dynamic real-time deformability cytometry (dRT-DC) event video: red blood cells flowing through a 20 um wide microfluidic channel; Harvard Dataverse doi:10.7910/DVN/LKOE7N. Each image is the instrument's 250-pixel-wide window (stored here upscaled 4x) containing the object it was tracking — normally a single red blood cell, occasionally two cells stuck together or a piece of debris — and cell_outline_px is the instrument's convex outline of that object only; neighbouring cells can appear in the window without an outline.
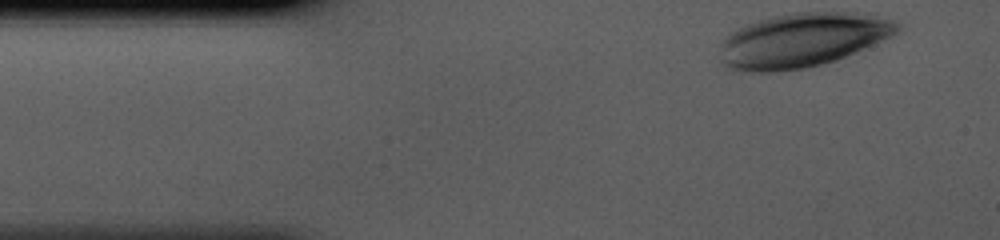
{"species": "human", "species_latin": "Homo sapiens", "temperature_condition": "cold", "stored_images_in_passage": 34, "camera_frame_rate_fps": 3000, "um_per_image_px": 0.085, "donor": {"sex": "male"}, "frame": {"image": 1, "passage_image": 1, "time_ms": 0.0, "image_size_px": [1000, 240], "cell_outline_px": [[900, 32], [892, 36], [836, 60], [804, 68], [772, 72], [732, 72], [724, 68], [720, 60], [720, 44], [736, 28], [760, 20], [792, 12], [868, 12], [892, 20], [900, 24]], "centroid_in_image_um": [68.18, 3.42], "position_along_channel_um": 16.8, "area_um2": 56.41}}
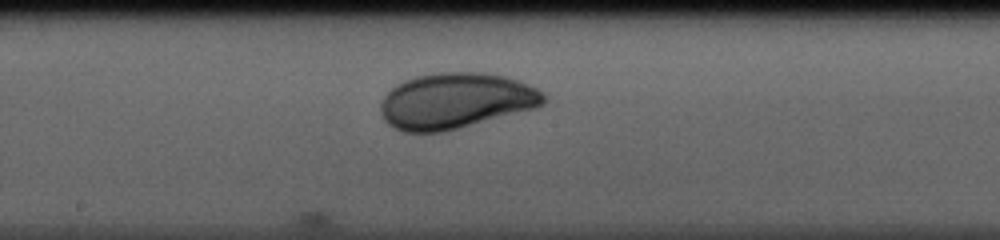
{"frame": {"image": 2, "passage_image": 19, "time_ms": 6.0, "image_size_px": [1000, 240], "cell_outline_px": [[544, 104], [532, 108], [444, 132], [404, 132], [388, 124], [384, 120], [380, 112], [380, 104], [384, 96], [396, 84], [404, 80], [416, 76], [440, 72], [480, 72], [504, 76], [516, 80], [536, 88], [544, 92]], "centroid_in_image_um": [38.68, 8.56], "position_along_channel_um": 209.5, "area_um2": 52.54}}
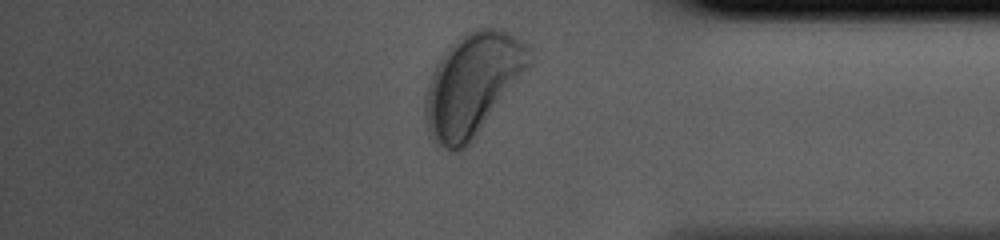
{"frame": {"image": 3, "passage_image": 33, "time_ms": 10.667, "image_size_px": [1000, 240], "cell_outline_px": [[532, 64], [468, 144], [460, 152], [452, 152], [436, 148], [428, 136], [424, 120], [424, 100], [428, 80], [436, 64], [448, 48], [460, 36], [476, 28], [496, 28], [508, 32], [520, 40], [532, 52]], "centroid_in_image_um": [40.11, 7.22], "position_along_channel_um": 395.1, "area_um2": 61.96}}